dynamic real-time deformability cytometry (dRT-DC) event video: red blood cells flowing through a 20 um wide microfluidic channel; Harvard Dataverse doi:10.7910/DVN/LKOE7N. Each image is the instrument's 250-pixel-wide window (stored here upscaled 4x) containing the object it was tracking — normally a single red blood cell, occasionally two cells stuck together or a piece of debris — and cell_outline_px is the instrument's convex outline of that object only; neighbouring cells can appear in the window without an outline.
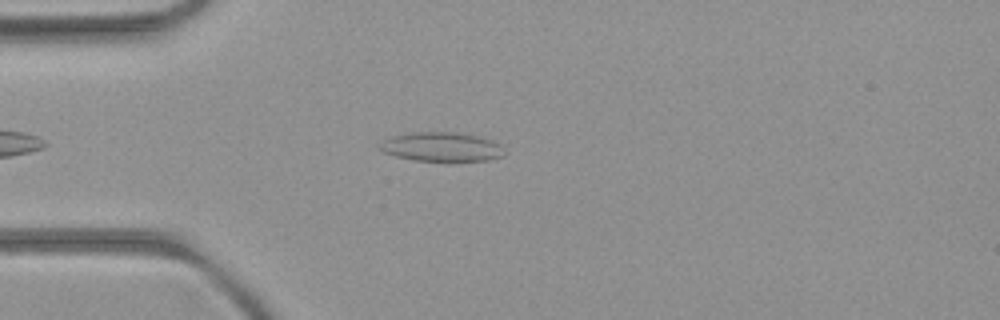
{"species": "common noctule bat (a hibernating species)", "species_latin": "Nyctalus noctula", "temperature_condition": "room temperature", "stored_images_in_passage": 3, "camera_frame_rate_fps": 3000, "um_per_image_px": 0.085, "animal": {"sex": "female", "body_mass_g": 21.9}, "frame": {"image": 1, "passage_image": 2, "time_ms": 1.333, "image_size_px": [1000, 320], "cell_outline_px": [[504, 156], [488, 160], [416, 160], [396, 156], [384, 152], [380, 148], [384, 140], [392, 136], [412, 132], [456, 132], [480, 136], [492, 140], [500, 144]], "centroid_in_image_um": [37.57, 12.46], "position_along_channel_um": 47.4, "area_um2": 20.81}}